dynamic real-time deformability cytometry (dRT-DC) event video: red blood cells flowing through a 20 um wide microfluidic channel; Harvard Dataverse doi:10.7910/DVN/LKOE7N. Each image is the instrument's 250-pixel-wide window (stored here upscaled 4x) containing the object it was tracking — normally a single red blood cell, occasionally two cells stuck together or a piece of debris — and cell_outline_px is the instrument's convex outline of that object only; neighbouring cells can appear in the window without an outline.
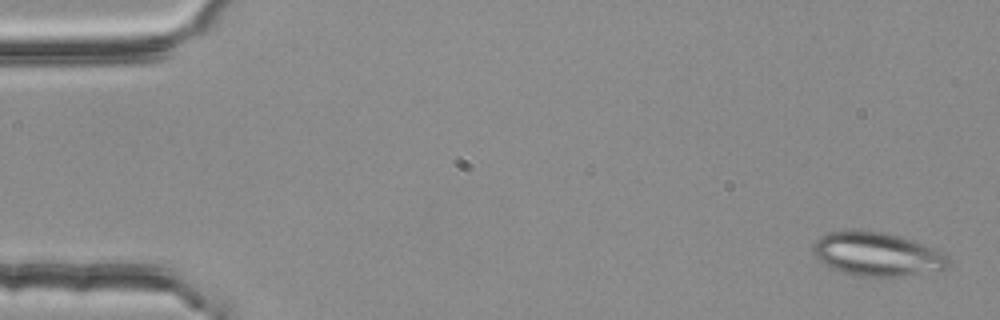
{"species": "common noctule bat (a hibernating species)", "species_latin": "Nyctalus noctula", "temperature_condition": "room temperature", "stored_images_in_passage": 5, "camera_frame_rate_fps": 3000, "um_per_image_px": 0.085, "animal": {"sex": "female", "body_mass_g": 25.1}, "frame": {"image": 1, "passage_image": 1, "time_ms": 0.0, "image_size_px": [1000, 320], "cell_outline_px": [[952, 260], [944, 268], [904, 276], [860, 276], [844, 272], [832, 268], [824, 264], [816, 256], [816, 240], [820, 236], [828, 232], [888, 232], [912, 240], [932, 248], [948, 256]], "centroid_in_image_um": [74.58, 21.62], "position_along_channel_um": 10.4, "area_um2": 33.35}}